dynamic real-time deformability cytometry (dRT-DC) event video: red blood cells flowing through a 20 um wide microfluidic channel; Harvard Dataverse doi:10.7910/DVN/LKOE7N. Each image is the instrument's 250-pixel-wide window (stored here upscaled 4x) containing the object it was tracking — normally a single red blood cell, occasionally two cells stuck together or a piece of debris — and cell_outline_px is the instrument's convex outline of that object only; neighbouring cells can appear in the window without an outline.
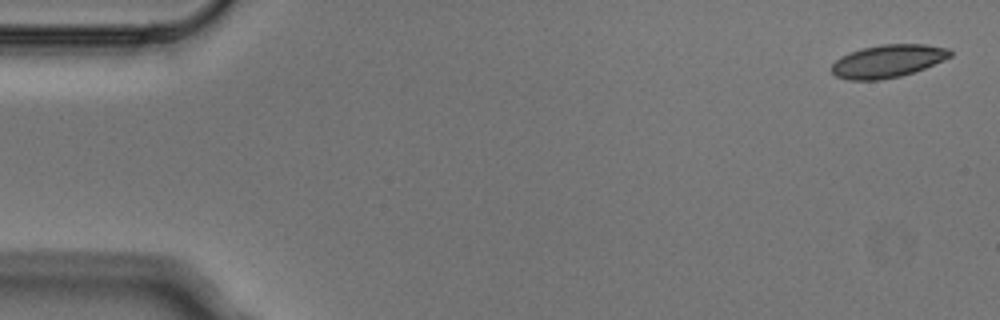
{"species": "Egyptian fruit bat (a non-hibernating species)", "species_latin": "Rousettus aegyptiacus", "temperature_condition": "cold", "stored_images_in_passage": 5, "camera_frame_rate_fps": 3000, "um_per_image_px": 0.085, "animal": {"sex": "male"}, "frame": {"image": 1, "passage_image": 1, "time_ms": 0.0, "image_size_px": [1000, 320], "cell_outline_px": [[952, 56], [944, 60], [924, 68], [900, 76], [880, 80], [848, 80], [836, 76], [832, 72], [832, 64], [840, 56], [848, 52], [864, 48], [884, 44], [924, 44], [948, 48], [952, 52]], "centroid_in_image_um": [75.45, 5.19], "position_along_channel_um": 9.5, "area_um2": 22.6}}
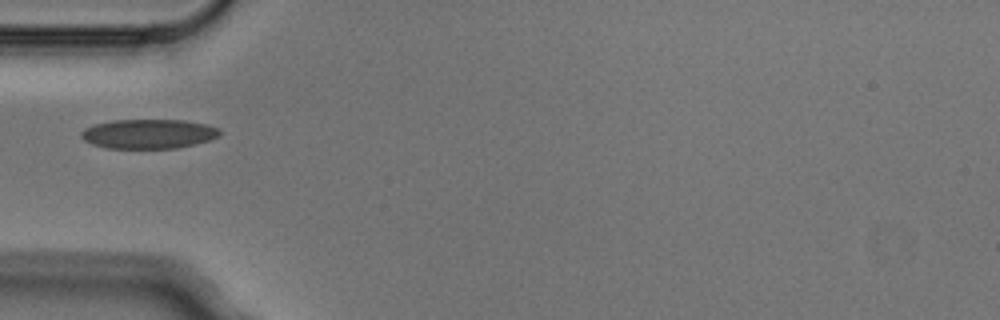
{"frame": {"image": 2, "passage_image": 5, "time_ms": 1.333, "image_size_px": [1000, 320], "cell_outline_px": [[220, 136], [212, 140], [196, 144], [176, 148], [104, 148], [92, 144], [84, 140], [80, 136], [80, 132], [84, 128], [96, 124], [112, 120], [184, 120], [208, 124], [220, 128]], "centroid_in_image_um": [12.66, 11.38], "position_along_channel_um": 72.3, "area_um2": 24.04}}